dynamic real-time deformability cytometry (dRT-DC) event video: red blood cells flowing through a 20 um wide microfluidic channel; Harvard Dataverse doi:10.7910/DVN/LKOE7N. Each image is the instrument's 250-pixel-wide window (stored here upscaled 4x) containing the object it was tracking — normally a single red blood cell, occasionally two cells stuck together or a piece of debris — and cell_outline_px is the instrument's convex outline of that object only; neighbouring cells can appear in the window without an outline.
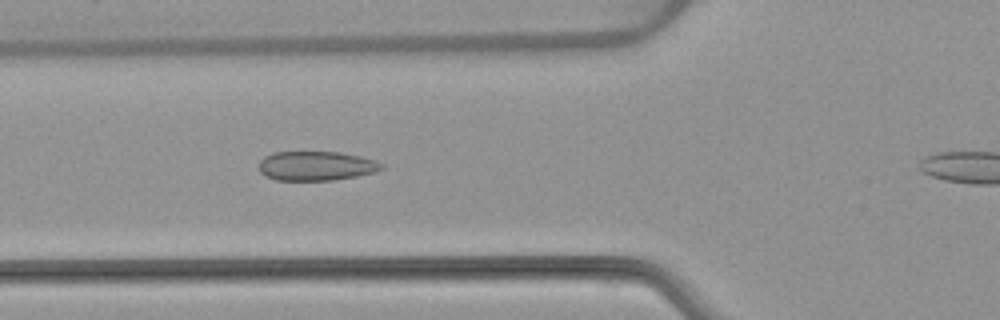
{"species": "common noctule bat (a hibernating species)", "species_latin": "Nyctalus noctula", "temperature_condition": "warm", "stored_images_in_passage": 17, "camera_frame_rate_fps": 3000, "um_per_image_px": 0.085, "animal": {"sex": "female", "body_mass_g": 22.7, "forearm_length_mm": 54.2}, "frame": {"image": 1, "passage_image": 15, "time_ms": 4.667, "image_size_px": [1000, 320], "cell_outline_px": [[384, 168], [376, 172], [356, 176], [332, 180], [276, 180], [264, 176], [260, 172], [260, 160], [264, 156], [272, 152], [340, 152], [360, 156], [376, 160], [384, 164]], "centroid_in_image_um": [26.88, 14.1], "position_along_channel_um": 98.9, "area_um2": 21.1}}